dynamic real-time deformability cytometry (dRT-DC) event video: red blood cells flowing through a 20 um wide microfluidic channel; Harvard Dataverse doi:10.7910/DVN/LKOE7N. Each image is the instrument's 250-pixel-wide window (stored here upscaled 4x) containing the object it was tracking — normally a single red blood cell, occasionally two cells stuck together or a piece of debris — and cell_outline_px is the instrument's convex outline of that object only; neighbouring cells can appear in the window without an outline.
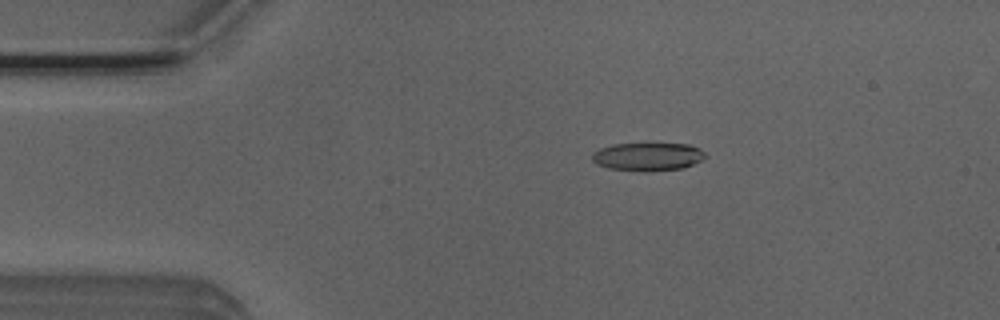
{"species": "Egyptian fruit bat (a non-hibernating species)", "species_latin": "Rousettus aegyptiacus", "temperature_condition": "room temperature", "stored_images_in_passage": 5, "camera_frame_rate_fps": 3000, "um_per_image_px": 0.085, "animal": {"sex": "male"}, "frame": {"image": 1, "passage_image": 3, "time_ms": 0.667, "image_size_px": [1000, 320], "cell_outline_px": [[704, 156], [700, 160], [684, 168], [648, 172], [644, 172], [608, 168], [596, 164], [592, 160], [592, 152], [600, 148], [612, 144], [688, 144], [700, 148], [704, 152]], "centroid_in_image_um": [55.02, 13.32], "position_along_channel_um": 30.0, "area_um2": 18.61}}